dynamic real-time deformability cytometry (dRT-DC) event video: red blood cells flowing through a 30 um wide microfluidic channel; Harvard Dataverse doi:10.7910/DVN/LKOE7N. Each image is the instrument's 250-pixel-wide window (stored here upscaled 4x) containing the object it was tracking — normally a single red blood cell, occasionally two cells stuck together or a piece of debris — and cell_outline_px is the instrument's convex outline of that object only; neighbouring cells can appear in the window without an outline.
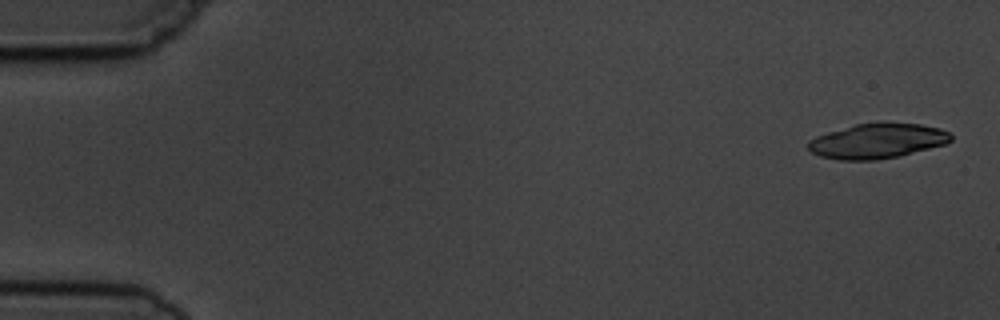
{"species": "common noctule bat (a hibernating species)", "species_latin": "Nyctalus noctula", "temperature_condition": "cold", "stored_images_in_passage": 6, "camera_frame_rate_fps": 3000, "um_per_image_px": 0.085, "animal": {"sex": "male", "body_mass_g": 19.5, "forearm_length_mm": 54.6}, "frame": {"image": 1, "passage_image": 1, "time_ms": 0.0, "image_size_px": [1000, 320], "cell_outline_px": [[952, 140], [944, 144], [900, 156], [876, 160], [840, 160], [820, 156], [812, 152], [808, 148], [808, 140], [816, 136], [828, 132], [856, 124], [880, 120], [920, 124], [940, 128], [948, 132], [952, 136]], "centroid_in_image_um": [74.58, 11.95], "position_along_channel_um": 10.4, "area_um2": 29.48}}
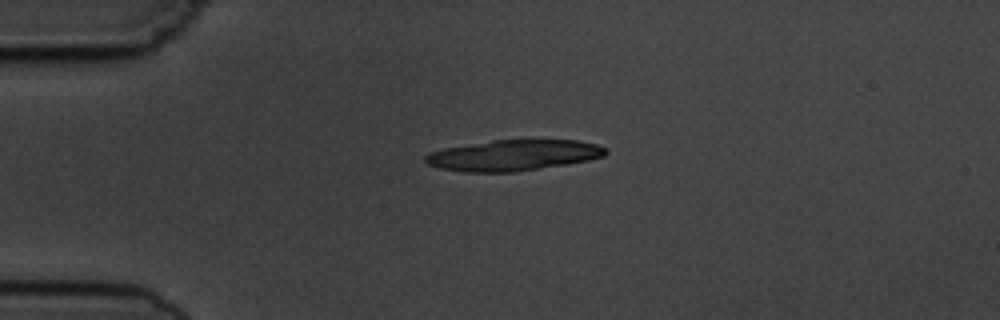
{"frame": {"image": 2, "passage_image": 4, "time_ms": 3.667, "image_size_px": [1000, 320], "cell_outline_px": [[608, 152], [604, 156], [588, 160], [564, 164], [512, 172], [464, 172], [440, 168], [428, 164], [424, 160], [424, 156], [432, 152], [444, 148], [492, 140], [576, 140], [596, 144], [604, 148]], "centroid_in_image_um": [43.61, 13.19], "position_along_channel_um": 41.4, "area_um2": 32.02}}